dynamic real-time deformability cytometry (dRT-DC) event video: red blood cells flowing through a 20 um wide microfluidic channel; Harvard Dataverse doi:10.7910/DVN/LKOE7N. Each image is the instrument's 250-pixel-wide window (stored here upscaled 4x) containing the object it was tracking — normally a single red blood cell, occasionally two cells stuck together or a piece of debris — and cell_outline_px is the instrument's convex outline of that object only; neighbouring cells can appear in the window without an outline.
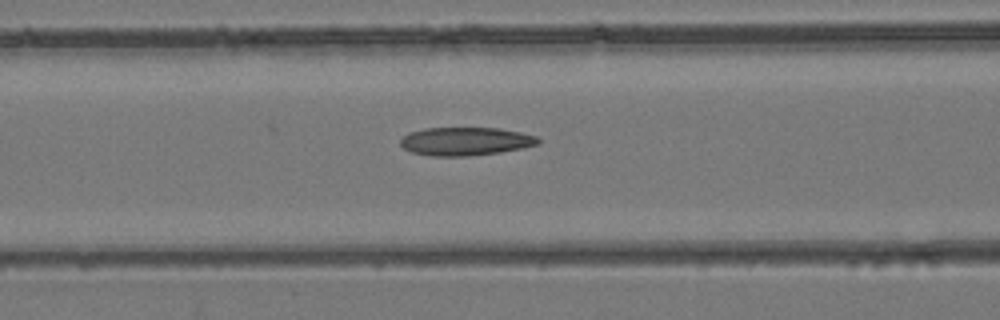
{"species": "common noctule bat (a hibernating species)", "species_latin": "Nyctalus noctula", "temperature_condition": "room temperature", "stored_images_in_passage": 31, "camera_frame_rate_fps": 3000, "um_per_image_px": 0.085, "animal": {"sex": "female", "body_mass_g": 24.6, "forearm_length_mm": 56.2}, "frame": {"image": 1, "passage_image": 10, "time_ms": 3.0, "image_size_px": [1000, 320], "cell_outline_px": [[540, 144], [524, 148], [500, 152], [468, 156], [432, 156], [412, 152], [404, 148], [400, 144], [400, 140], [408, 132], [424, 128], [500, 128], [520, 132], [536, 136], [540, 140]], "centroid_in_image_um": [39.58, 12.01], "position_along_channel_um": 127.0, "area_um2": 22.77}}
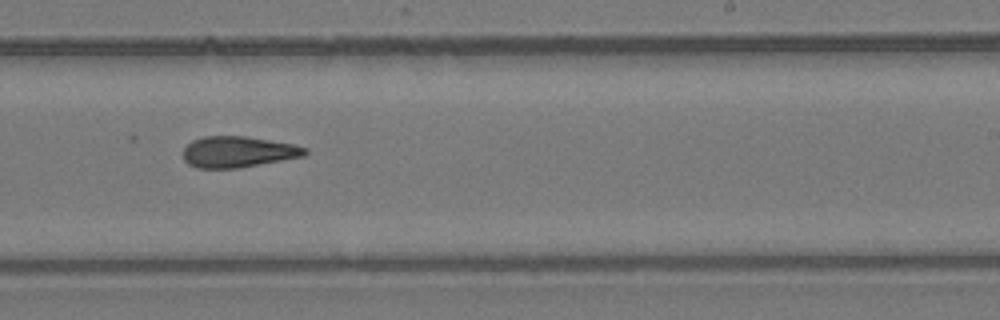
{"frame": {"image": 2, "passage_image": 19, "time_ms": 6.0, "image_size_px": [1000, 320], "cell_outline_px": [[308, 152], [304, 156], [236, 168], [196, 168], [188, 164], [184, 160], [184, 148], [192, 140], [204, 136], [248, 136], [292, 144], [308, 148]], "centroid_in_image_um": [20.22, 12.9], "position_along_channel_um": 268.8, "area_um2": 21.96}}
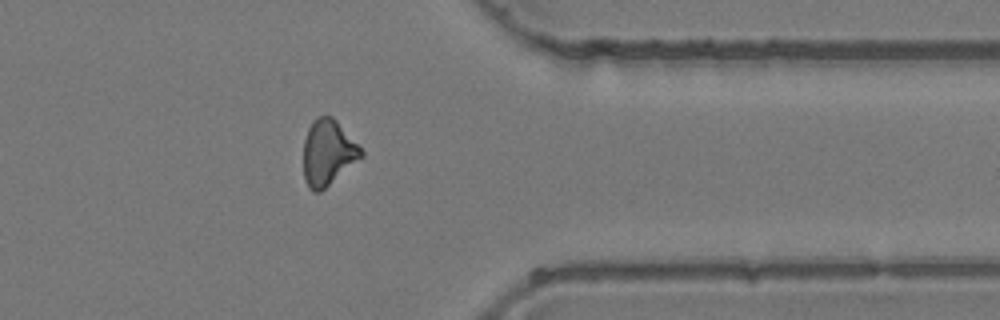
{"frame": {"image": 3, "passage_image": 27, "time_ms": 8.667, "image_size_px": [1000, 320], "cell_outline_px": [[364, 156], [320, 192], [312, 192], [308, 188], [304, 180], [304, 140], [308, 128], [312, 120], [316, 116], [332, 116], [336, 120], [364, 152]], "centroid_in_image_um": [27.86, 12.99], "position_along_channel_um": 383.5, "area_um2": 22.02}}